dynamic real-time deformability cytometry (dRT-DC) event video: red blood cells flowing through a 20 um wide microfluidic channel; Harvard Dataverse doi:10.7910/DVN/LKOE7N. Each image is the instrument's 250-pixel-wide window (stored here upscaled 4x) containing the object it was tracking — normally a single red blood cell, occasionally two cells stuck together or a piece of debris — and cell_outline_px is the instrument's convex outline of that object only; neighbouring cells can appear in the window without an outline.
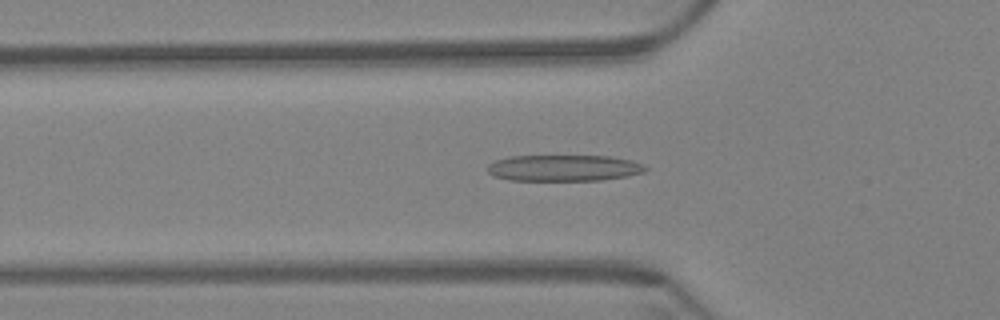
{"species": "Egyptian fruit bat (a non-hibernating species)", "species_latin": "Rousettus aegyptiacus", "temperature_condition": "warm", "stored_images_in_passage": 60, "camera_frame_rate_fps": 3000, "um_per_image_px": 0.085, "animal": {"sex": "female"}, "frame": {"image": 1, "passage_image": 20, "time_ms": 6.333, "image_size_px": [1000, 320], "cell_outline_px": [[648, 168], [644, 172], [628, 176], [600, 180], [508, 180], [492, 176], [488, 172], [488, 164], [496, 160], [512, 156], [608, 156], [632, 160]], "centroid_in_image_um": [47.91, 14.28], "position_along_channel_um": 77.9, "area_um2": 24.1}}
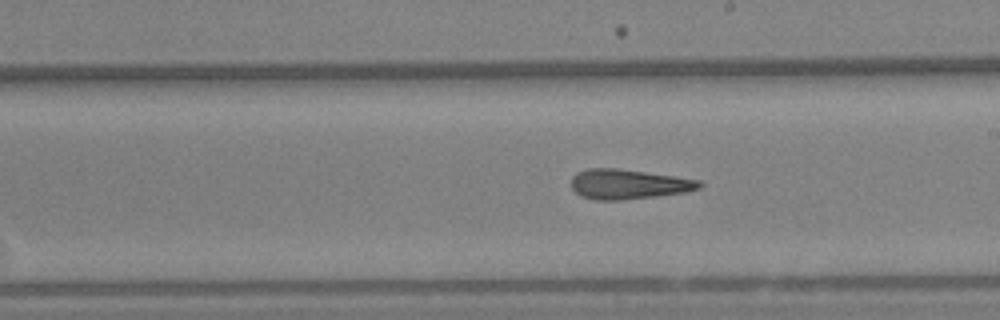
{"frame": {"image": 2, "passage_image": 34, "time_ms": 11.0, "image_size_px": [1000, 320], "cell_outline_px": [[704, 184], [700, 188], [684, 192], [656, 196], [620, 200], [596, 200], [580, 196], [572, 188], [572, 176], [576, 172], [588, 168], [616, 168], [700, 180]], "centroid_in_image_um": [53.38, 15.65], "position_along_channel_um": 235.6, "area_um2": 22.14}}
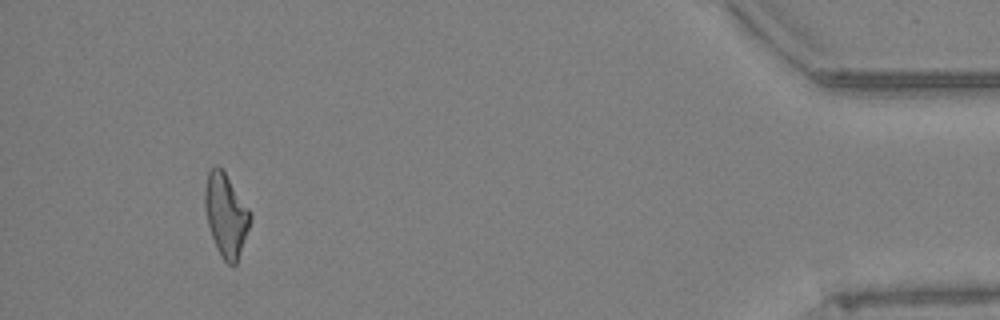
{"frame": {"image": 3, "passage_image": 56, "time_ms": 18.333, "image_size_px": [1000, 320], "cell_outline_px": [[252, 216], [236, 264], [228, 264], [220, 256], [216, 248], [208, 224], [204, 208], [204, 188], [208, 172], [216, 164], [224, 172], [252, 212]], "centroid_in_image_um": [19.19, 18.26], "position_along_channel_um": 416.0, "area_um2": 21.73}, "authors_computed_cell_mechanics": {"area_um2": 22.6287, "velocity_mm_per_s": 3.387, "shape_relaxation_time_tau1_ms": null, "shape_relaxation_time_tau2_ms": 4.1919, "deformation_change_tau1": null, "deformation_change_tau2": 0.1731}}